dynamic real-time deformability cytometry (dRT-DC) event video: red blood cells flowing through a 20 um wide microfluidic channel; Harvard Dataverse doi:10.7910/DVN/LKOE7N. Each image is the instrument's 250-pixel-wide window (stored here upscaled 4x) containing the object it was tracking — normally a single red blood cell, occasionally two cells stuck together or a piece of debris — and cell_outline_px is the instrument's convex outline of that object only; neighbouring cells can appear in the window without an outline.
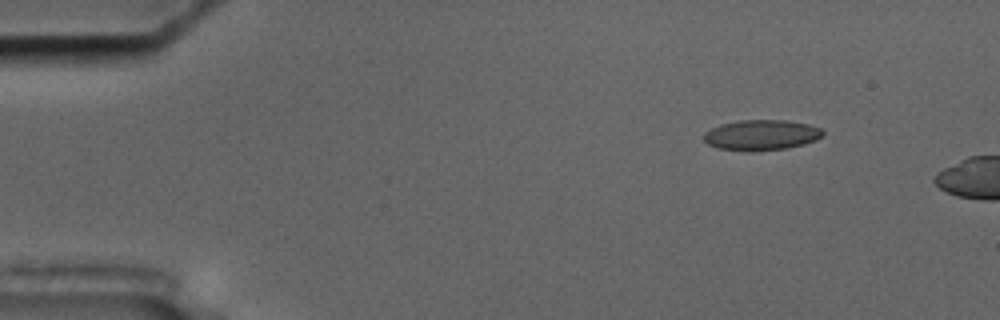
{"species": "common noctule bat (a hibernating species)", "species_latin": "Nyctalus noctula", "temperature_condition": "cold", "stored_images_in_passage": 5, "camera_frame_rate_fps": 3000, "um_per_image_px": 0.085, "animal": {"sex": "male", "body_mass_g": 17.5, "forearm_length_mm": 52.3}, "frame": {"image": 1, "passage_image": 1, "time_ms": 0.0, "image_size_px": [1000, 320], "cell_outline_px": [[824, 132], [816, 140], [804, 144], [784, 148], [752, 152], [716, 148], [708, 144], [704, 140], [704, 132], [720, 124], [740, 120], [784, 120], [808, 124], [820, 128]], "centroid_in_image_um": [64.68, 11.48], "position_along_channel_um": 20.3, "area_um2": 21.1}}